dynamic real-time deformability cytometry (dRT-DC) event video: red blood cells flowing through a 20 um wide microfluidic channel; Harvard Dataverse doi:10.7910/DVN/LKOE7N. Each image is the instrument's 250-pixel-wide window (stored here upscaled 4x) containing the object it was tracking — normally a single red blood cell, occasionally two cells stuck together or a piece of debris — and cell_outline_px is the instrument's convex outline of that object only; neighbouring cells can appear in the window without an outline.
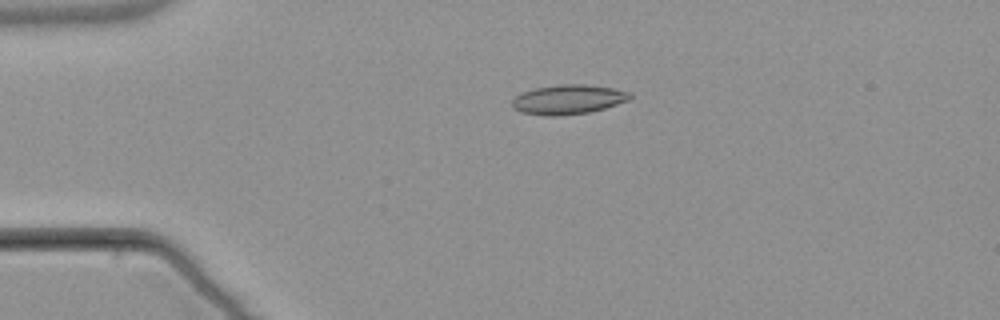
{"species": "common noctule bat (a hibernating species)", "species_latin": "Nyctalus noctula", "temperature_condition": "warm", "stored_images_in_passage": 3, "camera_frame_rate_fps": 3000, "um_per_image_px": 0.085, "animal": {"sex": "male", "body_mass_g": 21.5, "forearm_length_mm": 52.0}, "frame": {"image": 1, "passage_image": 2, "time_ms": 2.0, "image_size_px": [1000, 320], "cell_outline_px": [[632, 96], [628, 100], [604, 108], [588, 112], [556, 116], [544, 116], [520, 112], [512, 108], [512, 100], [516, 96], [524, 92], [536, 88], [560, 84], [584, 84], [612, 88], [632, 92]], "centroid_in_image_um": [48.28, 8.46], "position_along_channel_um": 36.7, "area_um2": 20.17}}